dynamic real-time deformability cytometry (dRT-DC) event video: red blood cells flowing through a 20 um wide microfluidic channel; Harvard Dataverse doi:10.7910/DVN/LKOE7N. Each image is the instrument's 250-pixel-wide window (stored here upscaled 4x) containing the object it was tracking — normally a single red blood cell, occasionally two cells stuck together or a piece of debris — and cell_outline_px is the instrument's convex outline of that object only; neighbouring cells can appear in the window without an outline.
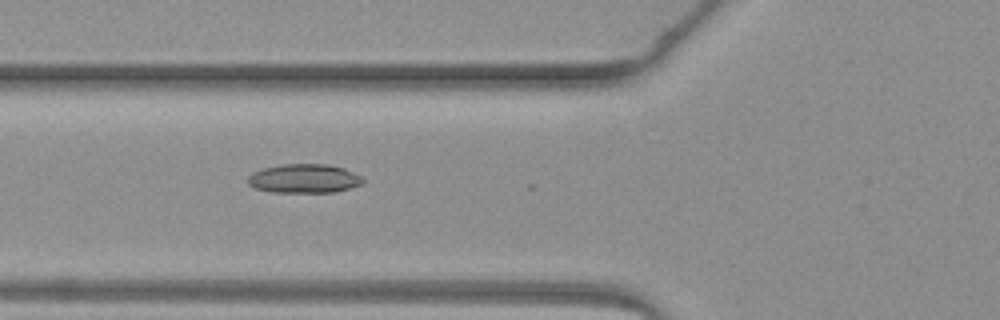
{"species": "common noctule bat (a hibernating species)", "species_latin": "Nyctalus noctula", "temperature_condition": "warm", "stored_images_in_passage": 6, "camera_frame_rate_fps": 3000, "um_per_image_px": 0.085, "animal": {"sex": "female", "body_mass_g": 19.3, "forearm_length_mm": 54.1}, "frame": {"image": 1, "passage_image": 6, "time_ms": 6.0, "image_size_px": [1000, 320], "cell_outline_px": [[364, 180], [360, 184], [336, 192], [272, 192], [256, 188], [248, 184], [248, 176], [252, 172], [264, 168], [280, 164], [328, 164], [344, 168], [360, 176]], "centroid_in_image_um": [25.82, 15.17], "position_along_channel_um": 100.0, "area_um2": 19.31}}